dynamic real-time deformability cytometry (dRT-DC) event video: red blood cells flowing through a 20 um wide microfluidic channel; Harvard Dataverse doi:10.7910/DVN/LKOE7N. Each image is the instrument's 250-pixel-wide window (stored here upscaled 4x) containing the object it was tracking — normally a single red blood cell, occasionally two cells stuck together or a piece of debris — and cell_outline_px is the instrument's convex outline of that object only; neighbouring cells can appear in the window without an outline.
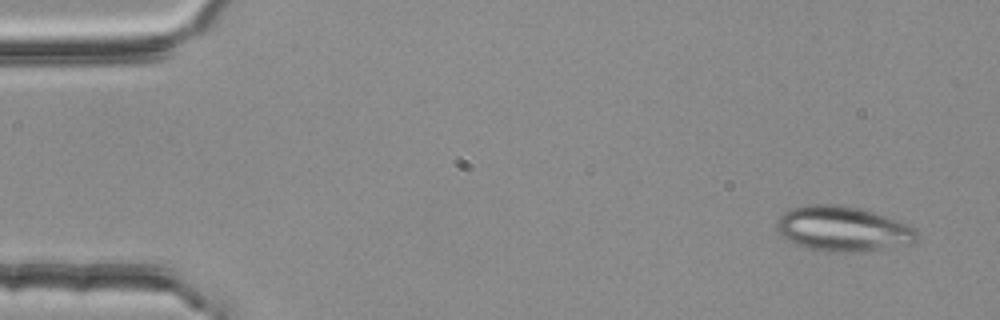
{"species": "common noctule bat (a hibernating species)", "species_latin": "Nyctalus noctula", "temperature_condition": "room temperature", "stored_images_in_passage": 4, "camera_frame_rate_fps": 3000, "um_per_image_px": 0.085, "animal": {"sex": "female", "body_mass_g": 25.1}, "frame": {"image": 1, "passage_image": 4, "time_ms": 1.0, "image_size_px": [1000, 320], "cell_outline_px": [[916, 240], [912, 244], [860, 252], [828, 252], [808, 248], [796, 244], [784, 236], [776, 228], [776, 224], [780, 216], [784, 212], [792, 208], [804, 204], [840, 204], [860, 208], [884, 216], [904, 224], [912, 228], [916, 232]], "centroid_in_image_um": [71.61, 19.45], "position_along_channel_um": 13.4, "area_um2": 36.47}}